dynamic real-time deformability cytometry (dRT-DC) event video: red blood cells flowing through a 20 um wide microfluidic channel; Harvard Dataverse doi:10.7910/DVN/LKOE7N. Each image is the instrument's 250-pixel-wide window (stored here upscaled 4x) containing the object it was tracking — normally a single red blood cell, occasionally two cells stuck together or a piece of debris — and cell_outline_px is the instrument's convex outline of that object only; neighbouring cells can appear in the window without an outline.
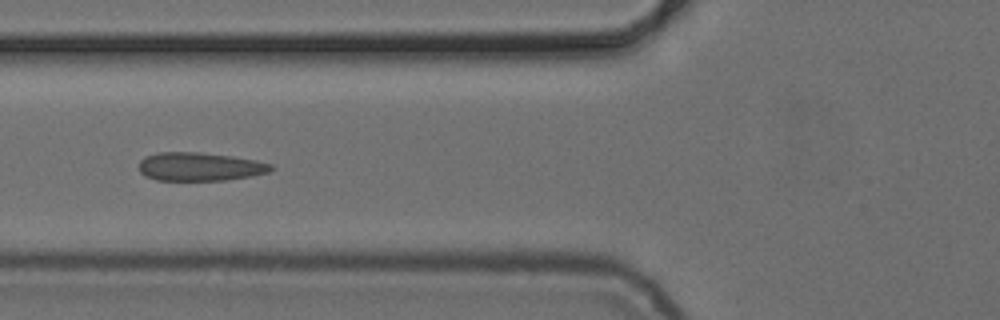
{"species": "common noctule bat (a hibernating species)", "species_latin": "Nyctalus noctula", "temperature_condition": "cold", "stored_images_in_passage": 7, "camera_frame_rate_fps": 3000, "um_per_image_px": 0.085, "animal": {"sex": "female", "body_mass_g": 24.6, "forearm_length_mm": 56.2}, "frame": {"image": 1, "passage_image": 4, "time_ms": 3.667, "image_size_px": [1000, 320], "cell_outline_px": [[276, 168], [268, 172], [252, 176], [228, 180], [156, 180], [144, 176], [140, 172], [140, 160], [144, 156], [156, 152], [200, 152], [232, 156], [256, 160], [272, 164]], "centroid_in_image_um": [16.99, 14.16], "position_along_channel_um": 108.8, "area_um2": 22.14}}
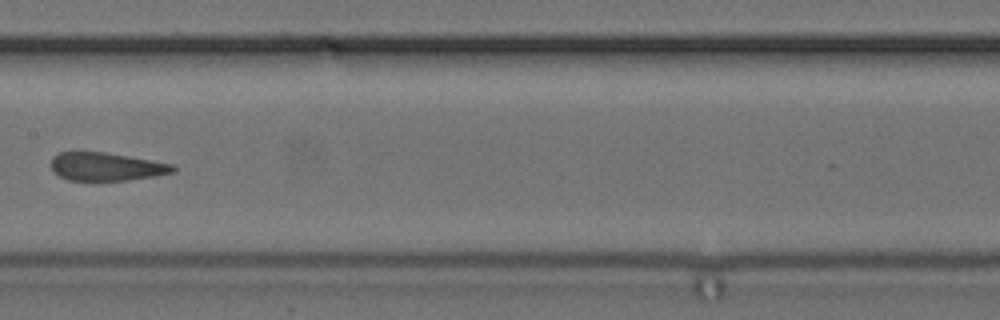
{"frame": {"image": 2, "passage_image": 6, "time_ms": 6.0, "image_size_px": [1000, 320], "cell_outline_px": [[176, 172], [156, 176], [128, 180], [68, 180], [52, 172], [52, 156], [60, 152], [76, 148], [104, 152], [176, 164]], "centroid_in_image_um": [9.01, 14.12], "position_along_channel_um": 198.4, "area_um2": 20.75}}
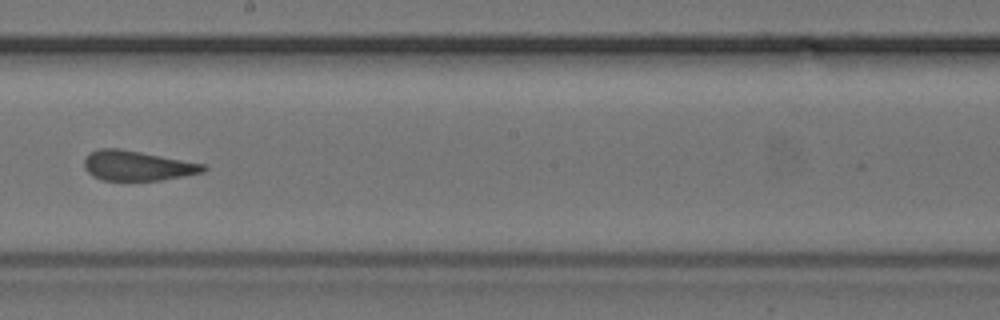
{"frame": {"image": 3, "passage_image": 7, "time_ms": 7.0, "image_size_px": [1000, 320], "cell_outline_px": [[208, 168], [204, 172], [184, 176], [160, 180], [100, 180], [92, 176], [84, 168], [84, 160], [88, 152], [100, 148], [120, 148], [204, 164]], "centroid_in_image_um": [11.63, 14.08], "position_along_channel_um": 236.6, "area_um2": 20.81}}